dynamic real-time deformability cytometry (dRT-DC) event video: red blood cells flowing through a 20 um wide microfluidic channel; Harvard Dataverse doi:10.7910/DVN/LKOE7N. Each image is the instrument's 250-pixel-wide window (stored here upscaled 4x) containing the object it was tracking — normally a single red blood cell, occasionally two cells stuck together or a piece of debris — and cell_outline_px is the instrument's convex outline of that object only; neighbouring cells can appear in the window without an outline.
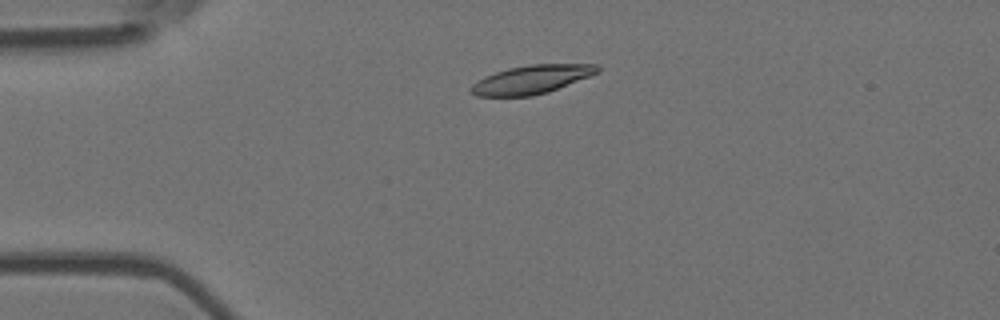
{"species": "Egyptian fruit bat (a non-hibernating species)", "species_latin": "Rousettus aegyptiacus", "temperature_condition": "room temperature", "stored_images_in_passage": 4, "camera_frame_rate_fps": 3000, "um_per_image_px": 0.085, "animal": {"sex": "female"}, "frame": {"image": 1, "passage_image": 2, "time_ms": 0.333, "image_size_px": [1000, 320], "cell_outline_px": [[600, 72], [548, 92], [532, 96], [476, 96], [468, 92], [468, 88], [472, 84], [484, 76], [508, 68], [528, 64], [596, 64], [600, 68]], "centroid_in_image_um": [45.14, 6.76], "position_along_channel_um": 39.9, "area_um2": 21.15}}
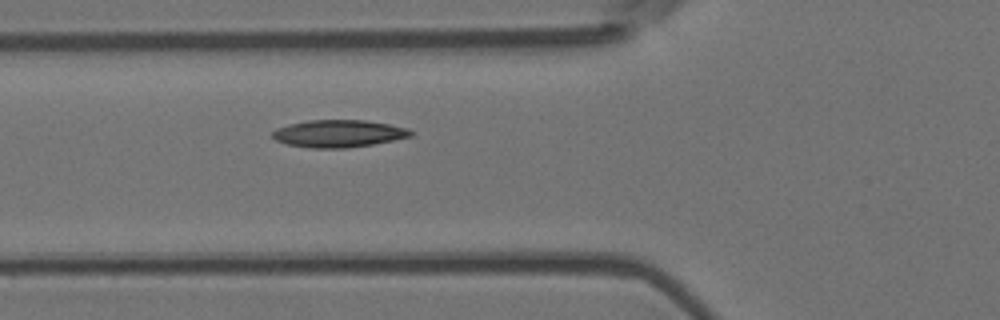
{"frame": {"image": 2, "passage_image": 4, "time_ms": 1.0, "image_size_px": [1000, 320], "cell_outline_px": [[412, 136], [372, 144], [344, 148], [308, 148], [288, 144], [276, 140], [272, 136], [272, 132], [276, 128], [288, 124], [308, 120], [364, 120], [388, 124], [408, 128], [412, 132]], "centroid_in_image_um": [28.74, 11.35], "position_along_channel_um": 97.1, "area_um2": 21.91}}